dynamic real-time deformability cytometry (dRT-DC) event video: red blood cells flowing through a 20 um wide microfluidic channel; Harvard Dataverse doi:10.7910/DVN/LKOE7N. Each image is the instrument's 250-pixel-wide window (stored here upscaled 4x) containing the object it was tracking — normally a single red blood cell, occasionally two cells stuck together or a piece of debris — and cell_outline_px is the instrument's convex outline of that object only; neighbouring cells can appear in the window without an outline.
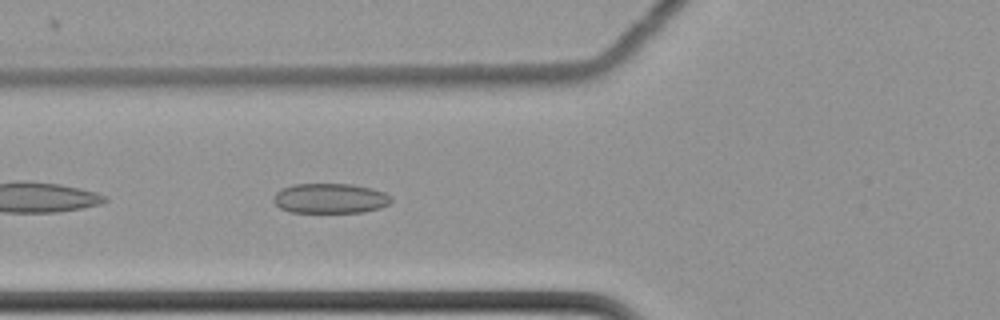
{"species": "common noctule bat (a hibernating species)", "species_latin": "Nyctalus noctula", "temperature_condition": "cold", "stored_images_in_passage": 27, "camera_frame_rate_fps": 3000, "um_per_image_px": 0.085, "animal": {"sex": "female", "body_mass_g": 22.7, "forearm_length_mm": 54.2}, "frame": {"image": 1, "passage_image": 6, "time_ms": 1.667, "image_size_px": [1000, 320], "cell_outline_px": [[392, 200], [388, 204], [380, 208], [364, 212], [292, 212], [280, 208], [272, 200], [272, 196], [280, 188], [292, 184], [352, 184], [372, 188], [384, 192], [392, 196]], "centroid_in_image_um": [28.05, 16.85], "position_along_channel_um": 97.8, "area_um2": 20.75}}
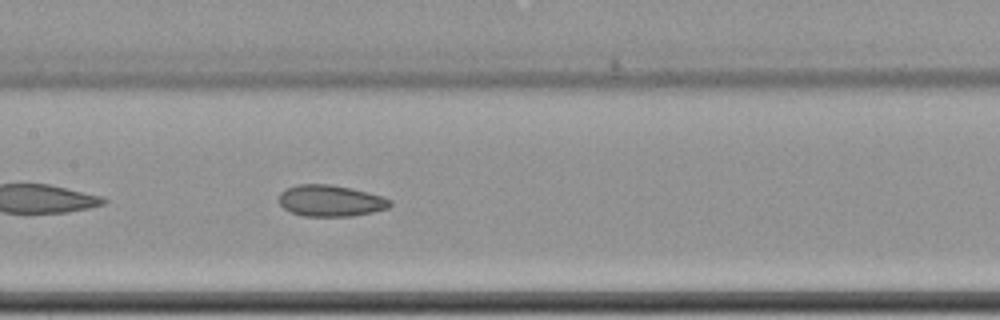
{"frame": {"image": 2, "passage_image": 13, "time_ms": 4.0, "image_size_px": [1000, 320], "cell_outline_px": [[392, 204], [388, 208], [372, 212], [352, 216], [304, 216], [288, 212], [280, 204], [280, 192], [284, 188], [296, 184], [332, 184], [352, 188], [380, 196], [392, 200]], "centroid_in_image_um": [28.06, 17.06], "position_along_channel_um": 179.3, "area_um2": 20.46}}
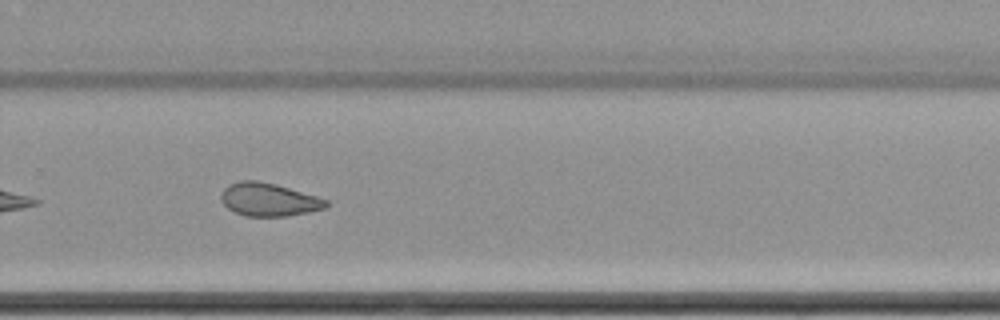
{"frame": {"image": 3, "passage_image": 24, "time_ms": 7.667, "image_size_px": [1000, 320], "cell_outline_px": [[332, 204], [324, 208], [308, 212], [288, 216], [244, 216], [228, 208], [220, 200], [220, 196], [224, 188], [228, 184], [240, 180], [256, 180], [276, 184], [316, 196], [328, 200]], "centroid_in_image_um": [22.84, 16.96], "position_along_channel_um": 307.0, "area_um2": 20.35}}